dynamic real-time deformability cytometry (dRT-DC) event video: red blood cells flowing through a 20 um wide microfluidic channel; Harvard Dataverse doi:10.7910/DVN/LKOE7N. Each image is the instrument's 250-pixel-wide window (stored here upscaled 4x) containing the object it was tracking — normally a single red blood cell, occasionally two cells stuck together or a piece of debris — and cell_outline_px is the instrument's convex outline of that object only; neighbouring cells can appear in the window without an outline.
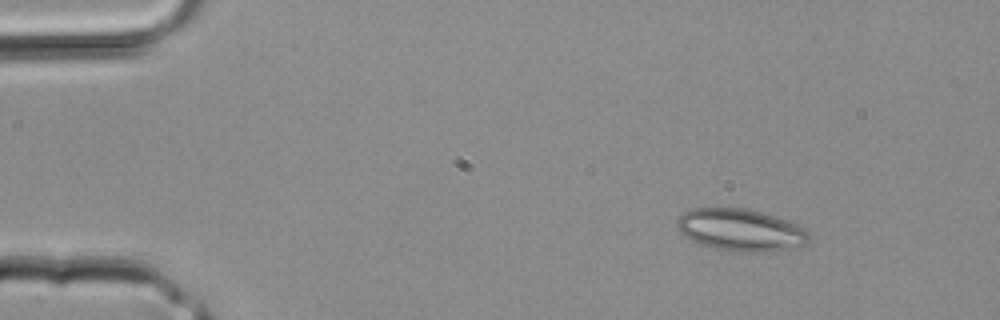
{"species": "common noctule bat (a hibernating species)", "species_latin": "Nyctalus noctula", "temperature_condition": "room temperature", "stored_images_in_passage": 2, "camera_frame_rate_fps": 3000, "um_per_image_px": 0.085, "animal": {"sex": "male", "body_mass_g": 20.4}, "frame": {"image": 1, "passage_image": 1, "time_ms": 0.0, "image_size_px": [1000, 320], "cell_outline_px": [[812, 236], [808, 244], [768, 252], [740, 252], [712, 248], [700, 244], [684, 236], [680, 232], [676, 224], [676, 220], [684, 212], [692, 208], [748, 208], [764, 212], [788, 220], [804, 228]], "centroid_in_image_um": [62.98, 19.54], "position_along_channel_um": 22.0, "area_um2": 32.77}}